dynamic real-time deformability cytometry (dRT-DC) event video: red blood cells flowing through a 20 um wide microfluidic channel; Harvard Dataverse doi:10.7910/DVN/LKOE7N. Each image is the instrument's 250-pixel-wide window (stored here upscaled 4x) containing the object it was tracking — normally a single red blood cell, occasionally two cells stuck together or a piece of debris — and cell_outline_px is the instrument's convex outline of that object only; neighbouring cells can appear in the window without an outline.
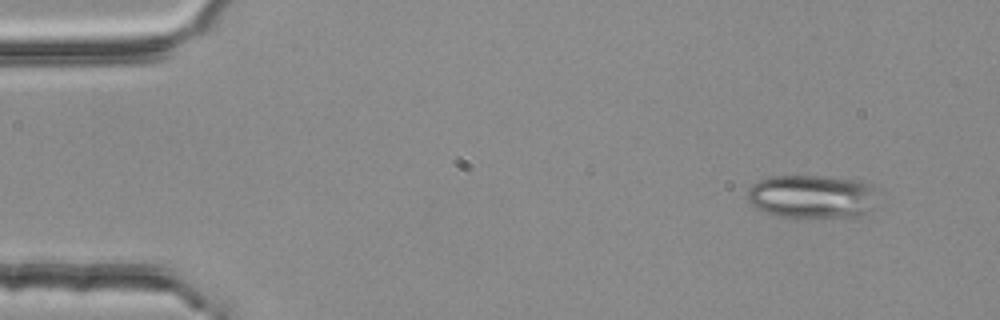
{"species": "common noctule bat (a hibernating species)", "species_latin": "Nyctalus noctula", "temperature_condition": "room temperature", "stored_images_in_passage": 4, "camera_frame_rate_fps": 3000, "um_per_image_px": 0.085, "animal": {"sex": "female", "body_mass_g": 25.1}, "frame": {"image": 1, "passage_image": 1, "time_ms": 0.0, "image_size_px": [1000, 320], "cell_outline_px": [[872, 188], [868, 216], [780, 216], [764, 212], [756, 208], [748, 200], [748, 188], [752, 184], [760, 180], [772, 176], [820, 176], [856, 180], [868, 184]], "centroid_in_image_um": [68.92, 16.69], "position_along_channel_um": 16.1, "area_um2": 32.02}}